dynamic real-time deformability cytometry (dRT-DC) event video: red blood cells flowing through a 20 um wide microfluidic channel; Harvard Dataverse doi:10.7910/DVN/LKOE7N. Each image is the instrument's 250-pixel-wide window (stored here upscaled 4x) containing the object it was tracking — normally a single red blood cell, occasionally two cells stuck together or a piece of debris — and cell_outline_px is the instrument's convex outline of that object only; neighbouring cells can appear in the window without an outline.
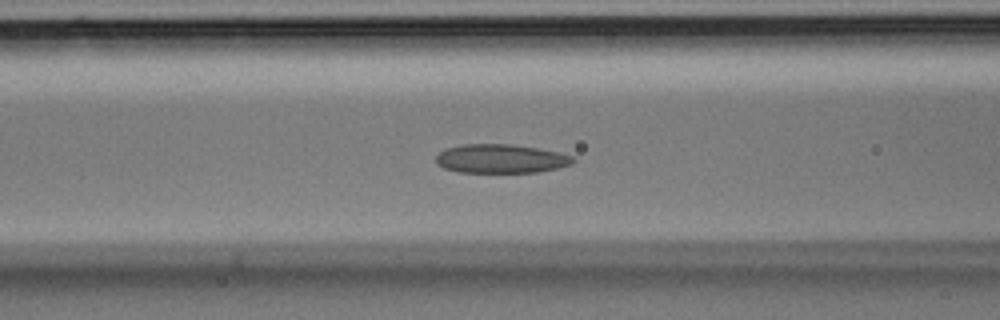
{"species": "Egyptian fruit bat (a non-hibernating species)", "species_latin": "Rousettus aegyptiacus", "temperature_condition": "room temperature", "stored_images_in_passage": 38, "camera_frame_rate_fps": 3000, "um_per_image_px": 0.085, "animal": {"sex": "male"}, "frame": {"image": 1, "passage_image": 15, "time_ms": 4.667, "image_size_px": [1000, 320], "cell_outline_px": [[576, 160], [572, 164], [556, 168], [536, 172], [460, 172], [444, 168], [436, 164], [436, 156], [440, 152], [448, 148], [464, 144], [508, 144], [536, 148], [560, 152], [572, 156]], "centroid_in_image_um": [42.58, 13.49], "position_along_channel_um": 124.0, "area_um2": 22.89}}
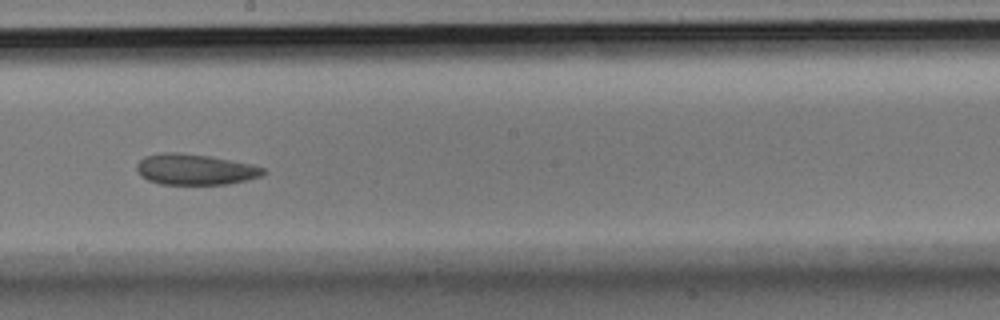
{"frame": {"image": 2, "passage_image": 21, "time_ms": 6.667, "image_size_px": [1000, 320], "cell_outline_px": [[264, 172], [260, 176], [228, 184], [160, 184], [148, 180], [140, 176], [136, 168], [136, 164], [144, 156], [164, 152], [180, 152], [208, 156], [252, 164], [264, 168]], "centroid_in_image_um": [16.52, 14.39], "position_along_channel_um": 231.7, "area_um2": 22.6}}
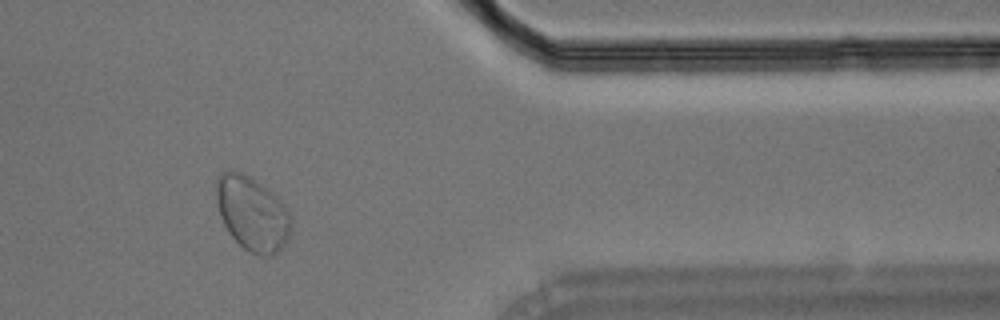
{"frame": {"image": 3, "passage_image": 31, "time_ms": 10.0, "image_size_px": [1000, 320], "cell_outline_px": [[292, 224], [288, 236], [284, 244], [272, 256], [256, 256], [244, 248], [228, 232], [220, 216], [216, 200], [216, 180], [220, 172], [224, 168], [228, 168], [240, 172], [248, 176], [272, 192], [284, 204], [288, 212]], "centroid_in_image_um": [21.41, 18.13], "position_along_channel_um": 390.0, "area_um2": 32.37}}